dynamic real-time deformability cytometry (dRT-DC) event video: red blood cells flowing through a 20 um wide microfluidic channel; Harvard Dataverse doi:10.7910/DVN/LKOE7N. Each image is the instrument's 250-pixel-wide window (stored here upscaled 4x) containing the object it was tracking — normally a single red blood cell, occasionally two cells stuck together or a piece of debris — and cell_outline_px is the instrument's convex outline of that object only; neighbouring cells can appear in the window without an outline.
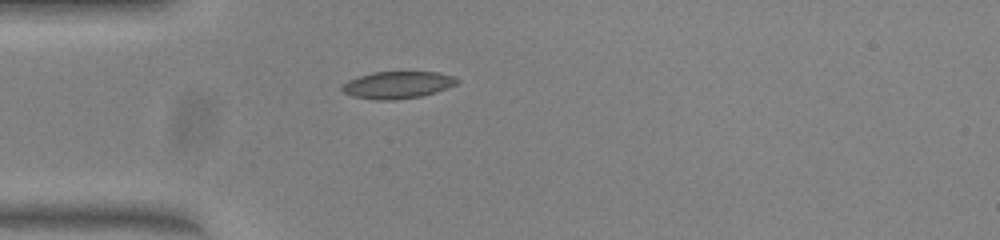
{"species": "common noctule bat (a hibernating species)", "species_latin": "Nyctalus noctula", "temperature_condition": "warm", "stored_images_in_passage": 37, "camera_frame_rate_fps": 3000, "um_per_image_px": 0.085, "animal": {"sex": "female", "body_mass_g": 23.0, "forearm_length_mm": 53.4}, "frame": {"image": 1, "passage_image": 1, "time_ms": 0.0, "image_size_px": [1000, 240], "cell_outline_px": [[460, 80], [456, 84], [448, 88], [436, 92], [420, 96], [392, 100], [376, 100], [352, 96], [344, 92], [340, 88], [348, 80], [372, 72], [436, 72], [456, 76]], "centroid_in_image_um": [33.82, 7.21], "position_along_channel_um": 51.2, "area_um2": 18.15}}
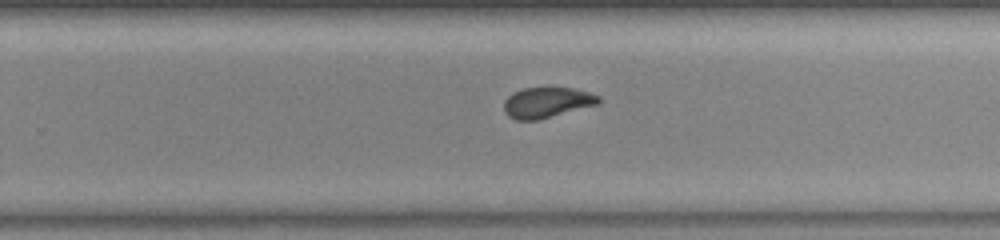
{"frame": {"image": 2, "passage_image": 19, "time_ms": 6.0, "image_size_px": [1000, 240], "cell_outline_px": [[600, 104], [536, 120], [516, 120], [508, 116], [504, 112], [504, 100], [512, 92], [524, 88], [576, 88], [600, 96]], "centroid_in_image_um": [46.48, 8.71], "position_along_channel_um": 283.3, "area_um2": 16.88}}
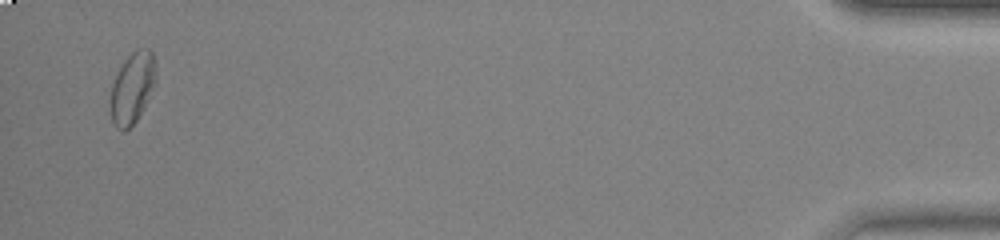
{"frame": {"image": 3, "passage_image": 36, "time_ms": 11.667, "image_size_px": [1000, 240], "cell_outline_px": [[156, 80], [144, 108], [136, 120], [124, 132], [116, 128], [112, 124], [112, 84], [124, 60], [136, 48], [148, 48], [152, 52], [156, 64]], "centroid_in_image_um": [11.28, 7.44], "position_along_channel_um": 423.9, "area_um2": 18.61}, "authors_computed_cell_mechanics": {"area_um2": 17.6868, "velocity_mm_per_s": 4.023, "shape_relaxation_time_tau1_ms": 2.5181, "shape_relaxation_time_tau2_ms": 1.1187, "deformation_change_tau1": 0.1194, "deformation_change_tau2": 0.0605}}